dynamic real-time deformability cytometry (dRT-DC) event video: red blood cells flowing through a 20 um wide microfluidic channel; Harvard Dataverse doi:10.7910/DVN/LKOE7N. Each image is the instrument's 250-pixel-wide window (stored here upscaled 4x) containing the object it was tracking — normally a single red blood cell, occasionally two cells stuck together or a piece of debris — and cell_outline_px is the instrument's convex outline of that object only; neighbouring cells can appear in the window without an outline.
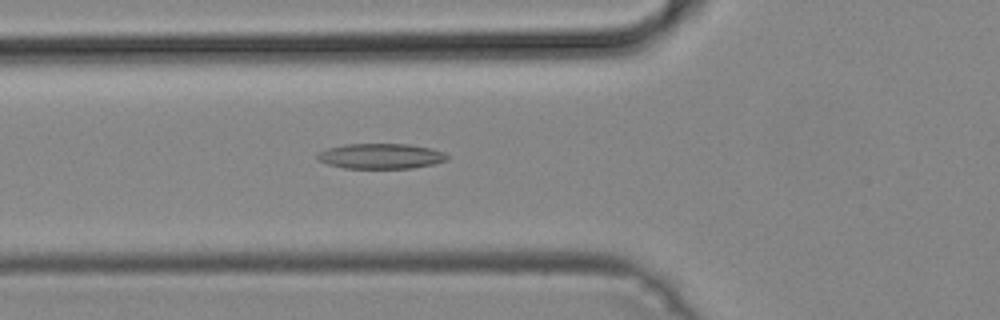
{"species": "common noctule bat (a hibernating species)", "species_latin": "Nyctalus noctula", "temperature_condition": "cold", "stored_images_in_passage": 35, "camera_frame_rate_fps": 3000, "um_per_image_px": 0.085, "animal": {"sex": "male", "body_mass_g": 19.2, "forearm_length_mm": 51.8}, "frame": {"image": 1, "passage_image": 3, "time_ms": 0.667, "image_size_px": [1000, 320], "cell_outline_px": [[448, 160], [432, 164], [412, 168], [344, 168], [328, 164], [320, 160], [316, 156], [320, 152], [328, 148], [344, 144], [408, 144], [432, 148], [444, 152], [448, 156]], "centroid_in_image_um": [32.4, 13.26], "position_along_channel_um": 93.4, "area_um2": 19.02}}
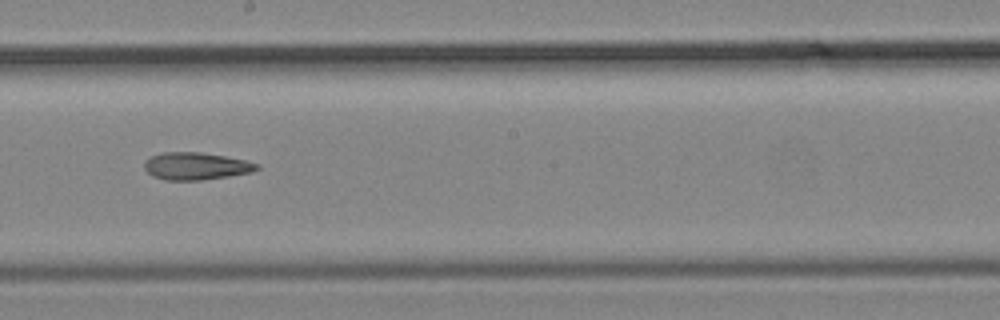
{"frame": {"image": 2, "passage_image": 13, "time_ms": 4.0, "image_size_px": [1000, 320], "cell_outline_px": [[260, 168], [252, 172], [228, 176], [200, 180], [164, 180], [152, 176], [144, 168], [144, 160], [152, 156], [164, 152], [200, 152], [224, 156], [244, 160], [260, 164]], "centroid_in_image_um": [16.64, 14.12], "position_along_channel_um": 231.6, "area_um2": 17.92}}
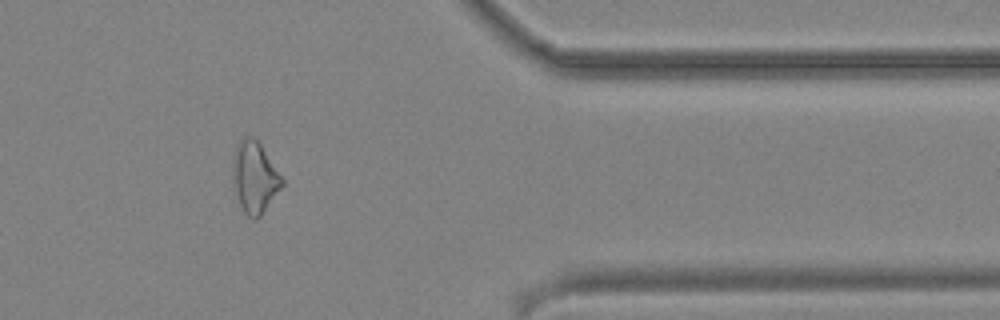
{"frame": {"image": 3, "passage_image": 26, "time_ms": 8.333, "image_size_px": [1000, 320], "cell_outline_px": [[284, 184], [260, 216], [256, 220], [248, 216], [244, 212], [240, 204], [232, 180], [232, 156], [236, 144], [244, 136], [252, 136], [260, 144], [284, 180]], "centroid_in_image_um": [21.61, 15.05], "position_along_channel_um": 389.8, "area_um2": 20.4}}